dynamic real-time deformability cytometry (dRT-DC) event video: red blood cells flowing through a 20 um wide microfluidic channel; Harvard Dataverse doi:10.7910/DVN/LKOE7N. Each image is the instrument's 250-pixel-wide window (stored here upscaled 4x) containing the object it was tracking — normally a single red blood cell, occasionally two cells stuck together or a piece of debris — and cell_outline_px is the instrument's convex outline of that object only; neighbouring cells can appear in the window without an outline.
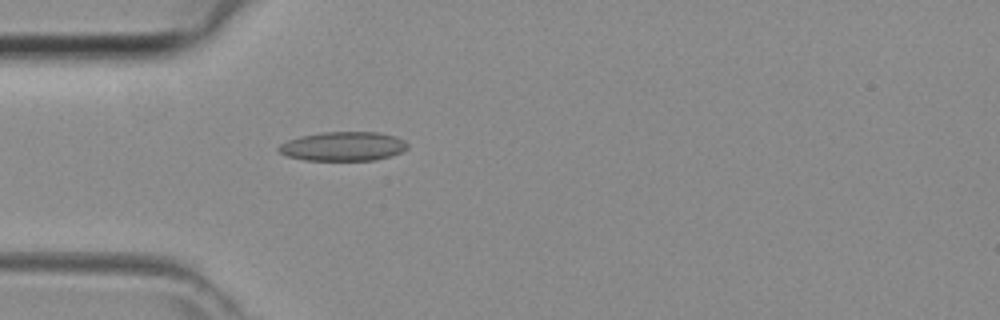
{"species": "common noctule bat (a hibernating species)", "species_latin": "Nyctalus noctula", "temperature_condition": "room temperature", "stored_images_in_passage": 35, "camera_frame_rate_fps": 3000, "um_per_image_px": 0.085, "animal": {"sex": "female", "body_mass_g": 29.2, "forearm_length_mm": 56.3}, "frame": {"image": 1, "passage_image": 4, "time_ms": 1.0, "image_size_px": [1000, 320], "cell_outline_px": [[408, 148], [392, 156], [376, 160], [304, 160], [284, 156], [276, 148], [280, 144], [288, 140], [300, 136], [320, 132], [380, 132], [396, 136], [404, 140], [408, 144]], "centroid_in_image_um": [29.16, 12.44], "position_along_channel_um": 55.8, "area_um2": 22.14}}
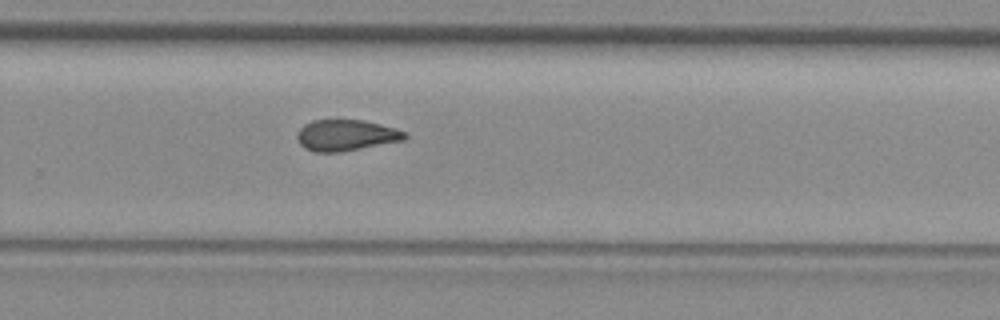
{"frame": {"image": 2, "passage_image": 20, "time_ms": 6.333, "image_size_px": [1000, 320], "cell_outline_px": [[408, 136], [404, 140], [340, 152], [316, 152], [304, 148], [300, 144], [296, 136], [300, 128], [304, 124], [312, 120], [364, 120], [396, 128], [408, 132]], "centroid_in_image_um": [29.43, 11.49], "position_along_channel_um": 300.4, "area_um2": 19.59}}
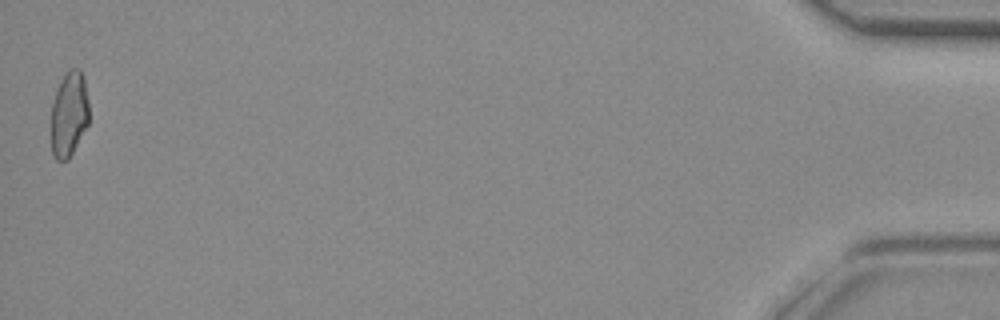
{"frame": {"image": 3, "passage_image": 35, "time_ms": 11.333, "image_size_px": [1000, 320], "cell_outline_px": [[88, 124], [68, 160], [56, 160], [52, 156], [52, 104], [56, 88], [60, 80], [68, 68], [80, 68], [84, 80], [88, 100]], "centroid_in_image_um": [5.86, 9.67], "position_along_channel_um": 429.3, "area_um2": 18.84}}